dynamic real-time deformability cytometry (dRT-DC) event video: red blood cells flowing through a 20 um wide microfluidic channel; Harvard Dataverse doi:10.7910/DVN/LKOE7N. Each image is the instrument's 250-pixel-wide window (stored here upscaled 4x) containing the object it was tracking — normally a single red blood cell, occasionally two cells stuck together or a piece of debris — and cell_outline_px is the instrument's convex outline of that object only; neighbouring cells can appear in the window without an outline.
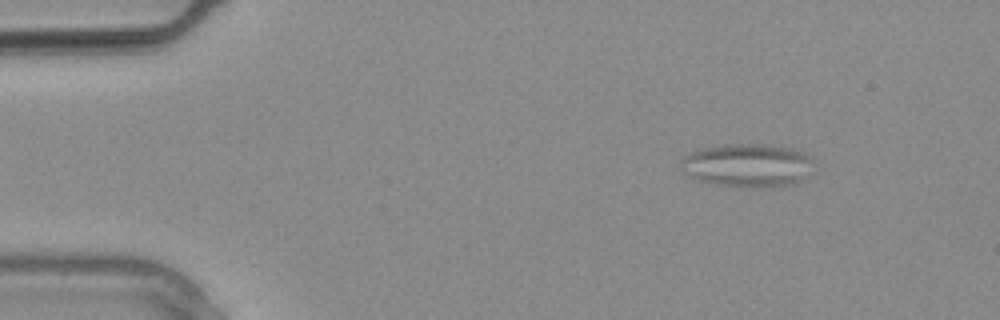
{"species": "common noctule bat (a hibernating species)", "species_latin": "Nyctalus noctula", "temperature_condition": "warm", "stored_images_in_passage": 27, "camera_frame_rate_fps": 3000, "um_per_image_px": 0.085, "animal": {"sex": "male", "body_mass_g": 20.4}, "frame": {"image": 1, "passage_image": 1, "time_ms": 0.0, "image_size_px": [1000, 320], "cell_outline_px": [[816, 172], [796, 184], [780, 188], [740, 188], [708, 184], [684, 172], [680, 168], [680, 160], [684, 156], [692, 152], [704, 148], [728, 144], [764, 144], [792, 148], [804, 152], [812, 160]], "centroid_in_image_um": [63.63, 14.1], "position_along_channel_um": 21.4, "area_um2": 34.74}}
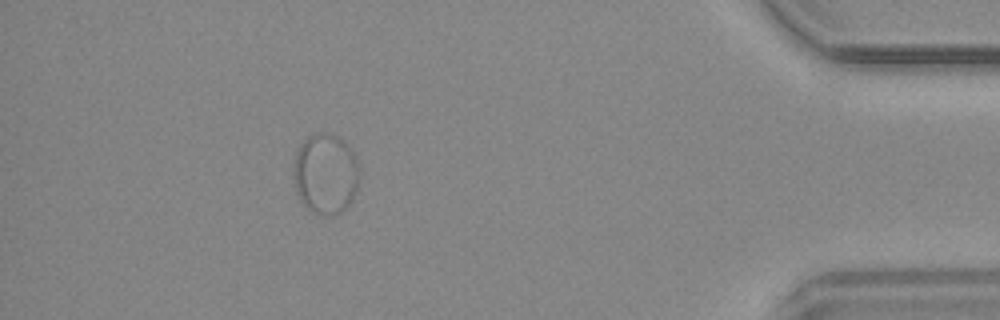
{"frame": {"image": 2, "passage_image": 23, "time_ms": 7.333, "image_size_px": [1000, 320], "cell_outline_px": [[360, 176], [356, 192], [352, 200], [336, 216], [316, 216], [300, 200], [296, 192], [292, 172], [292, 164], [296, 152], [300, 144], [308, 136], [316, 132], [324, 132], [336, 136], [348, 144], [352, 148], [356, 156], [360, 172]], "centroid_in_image_um": [27.66, 14.78], "position_along_channel_um": 407.5, "area_um2": 31.79}}